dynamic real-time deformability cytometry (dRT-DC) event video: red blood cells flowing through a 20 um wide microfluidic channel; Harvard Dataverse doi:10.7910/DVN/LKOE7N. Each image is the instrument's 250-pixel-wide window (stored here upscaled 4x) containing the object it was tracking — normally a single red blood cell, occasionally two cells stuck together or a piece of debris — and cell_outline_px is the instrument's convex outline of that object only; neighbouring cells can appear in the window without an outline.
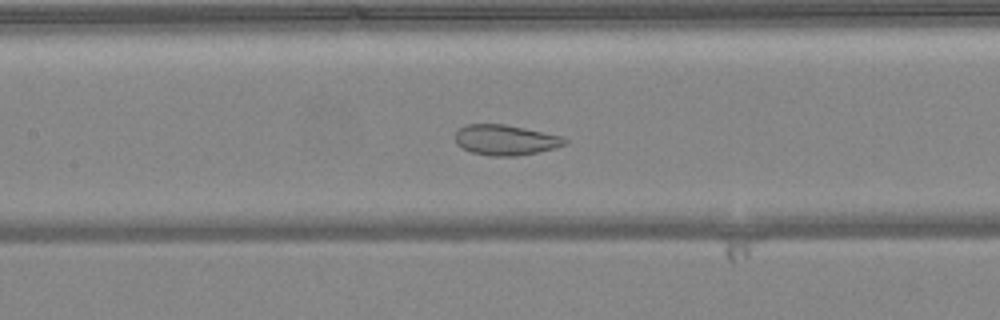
{"species": "common noctule bat (a hibernating species)", "species_latin": "Nyctalus noctula", "temperature_condition": "warm", "stored_images_in_passage": 49, "camera_frame_rate_fps": 3000, "um_per_image_px": 0.085, "animal": {"sex": "female", "body_mass_g": 24.6, "forearm_length_mm": 56.2}, "frame": {"image": 1, "passage_image": 22, "time_ms": 7.0, "image_size_px": [1000, 320], "cell_outline_px": [[568, 144], [536, 152], [516, 156], [488, 156], [472, 152], [456, 144], [456, 132], [464, 124], [504, 124], [524, 128], [560, 136], [568, 140]], "centroid_in_image_um": [42.94, 11.89], "position_along_channel_um": 164.5, "area_um2": 19.19}}
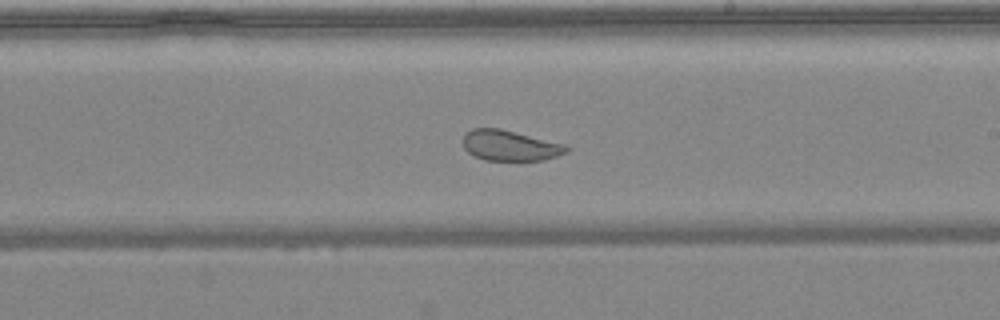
{"frame": {"image": 2, "passage_image": 28, "time_ms": 9.0, "image_size_px": [1000, 320], "cell_outline_px": [[568, 152], [544, 160], [484, 160], [468, 152], [464, 148], [464, 132], [472, 128], [500, 128], [564, 144], [568, 148]], "centroid_in_image_um": [43.32, 12.36], "position_along_channel_um": 245.7, "area_um2": 18.26}}
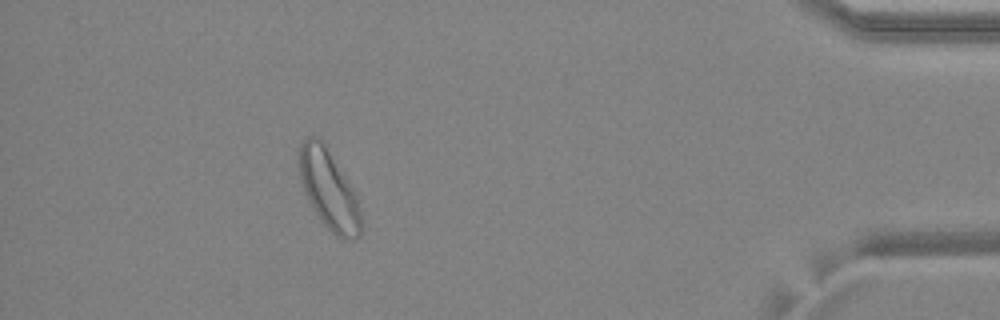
{"frame": {"image": 3, "passage_image": 44, "time_ms": 14.333, "image_size_px": [1000, 320], "cell_outline_px": [[364, 224], [360, 236], [352, 240], [344, 240], [336, 236], [324, 224], [308, 200], [300, 180], [300, 144], [308, 136], [316, 136], [324, 144], [356, 192]], "centroid_in_image_um": [28.01, 16.18], "position_along_channel_um": 407.2, "area_um2": 28.55}, "authors_computed_cell_mechanics": {"area_um2": 25.2586, "velocity_mm_per_s": 4.0722, "shape_relaxation_time_tau1_ms": null, "shape_relaxation_time_tau2_ms": 0.7626, "deformation_change_tau1": null, "deformation_change_tau2": 0.0638}}